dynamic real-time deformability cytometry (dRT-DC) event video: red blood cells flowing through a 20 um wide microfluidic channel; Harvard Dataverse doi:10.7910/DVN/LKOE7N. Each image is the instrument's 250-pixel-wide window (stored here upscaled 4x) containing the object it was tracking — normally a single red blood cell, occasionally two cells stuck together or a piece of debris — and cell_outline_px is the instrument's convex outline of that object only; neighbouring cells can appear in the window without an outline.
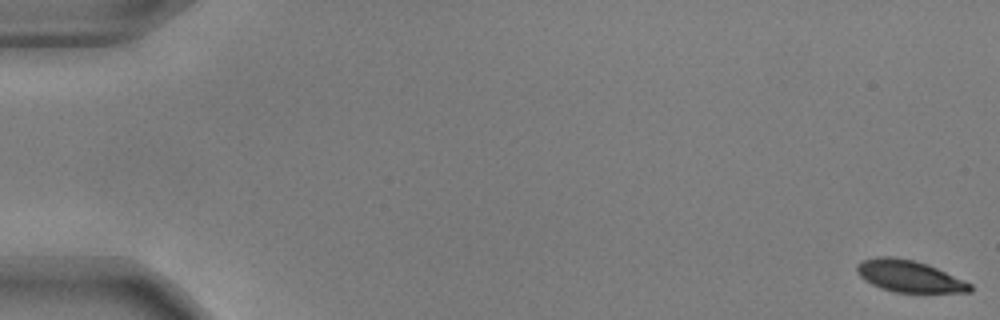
{"species": "common noctule bat (a hibernating species)", "species_latin": "Nyctalus noctula", "temperature_condition": "warm", "stored_images_in_passage": 56, "camera_frame_rate_fps": 3000, "um_per_image_px": 0.085, "animal": {"sex": "male", "body_mass_g": 17.9, "forearm_length_mm": 54.2}, "frame": {"image": 1, "passage_image": 1, "time_ms": 0.0, "image_size_px": [1000, 320], "cell_outline_px": [[972, 292], [896, 292], [880, 288], [864, 280], [856, 272], [856, 264], [860, 260], [876, 256], [892, 256], [912, 260], [936, 268], [972, 284]], "centroid_in_image_um": [77.21, 23.47], "position_along_channel_um": 7.8, "area_um2": 20.81}}
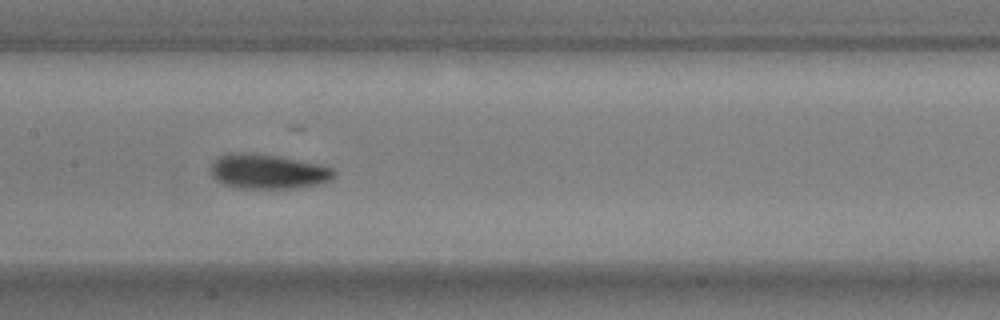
{"frame": {"image": 2, "passage_image": 28, "time_ms": 9.0, "image_size_px": [1000, 320], "cell_outline_px": [[336, 172], [332, 180], [316, 184], [296, 188], [240, 188], [220, 184], [212, 176], [212, 164], [220, 156], [236, 152], [276, 156], [320, 164], [332, 168]], "centroid_in_image_um": [22.79, 14.6], "position_along_channel_um": 184.6, "area_um2": 24.62}}
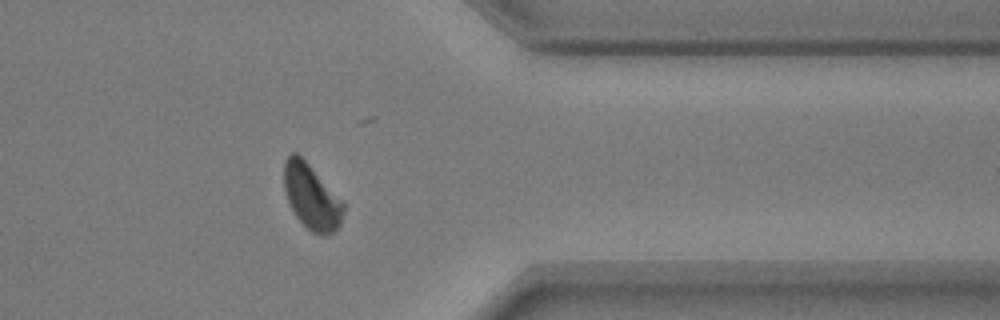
{"frame": {"image": 3, "passage_image": 45, "time_ms": 14.667, "image_size_px": [1000, 320], "cell_outline_px": [[344, 212], [340, 224], [332, 232], [324, 236], [320, 236], [312, 232], [296, 216], [288, 200], [284, 188], [284, 160], [292, 152], [296, 152], [344, 200]], "centroid_in_image_um": [26.5, 16.73], "position_along_channel_um": 384.9, "area_um2": 22.43}, "authors_computed_cell_mechanics": {"area_um2": 22.8021, "velocity_mm_per_s": 3.7186, "shape_relaxation_time_tau1_ms": 2.5127, "shape_relaxation_time_tau2_ms": 3.7671, "deformation_change_tau1": 0.1274, "deformation_change_tau2": 0.0863}}